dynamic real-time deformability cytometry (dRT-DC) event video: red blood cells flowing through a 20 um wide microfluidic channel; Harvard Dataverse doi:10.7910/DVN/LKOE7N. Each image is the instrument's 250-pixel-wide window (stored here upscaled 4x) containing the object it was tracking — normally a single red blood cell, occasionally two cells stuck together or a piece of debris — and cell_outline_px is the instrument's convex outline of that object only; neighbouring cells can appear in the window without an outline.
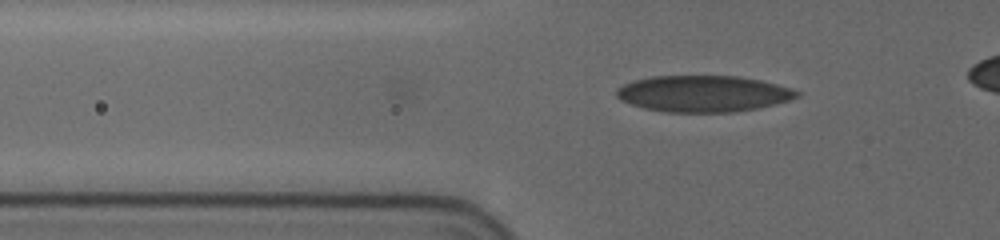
{"species": "human", "species_latin": "Homo sapiens", "temperature_condition": "cold", "stored_images_in_passage": 37, "camera_frame_rate_fps": 3000, "um_per_image_px": 0.085, "donor": {"sex": "female"}, "frame": {"image": 1, "passage_image": 4, "time_ms": 1.0, "image_size_px": [1000, 240], "cell_outline_px": [[800, 96], [776, 104], [756, 108], [732, 112], [668, 112], [644, 108], [620, 100], [616, 96], [616, 88], [632, 80], [652, 76], [740, 76], [760, 80], [792, 88], [800, 92]], "centroid_in_image_um": [59.77, 7.95], "position_along_channel_um": 66.0, "area_um2": 38.26}}
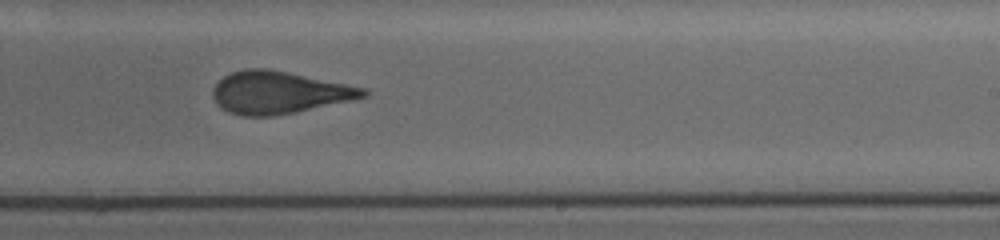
{"frame": {"image": 2, "passage_image": 21, "time_ms": 6.667, "image_size_px": [1000, 240], "cell_outline_px": [[368, 96], [296, 112], [272, 116], [240, 116], [228, 112], [216, 104], [212, 96], [212, 88], [224, 76], [232, 72], [244, 68], [268, 68], [368, 88]], "centroid_in_image_um": [23.69, 7.86], "position_along_channel_um": 265.3, "area_um2": 37.22}}
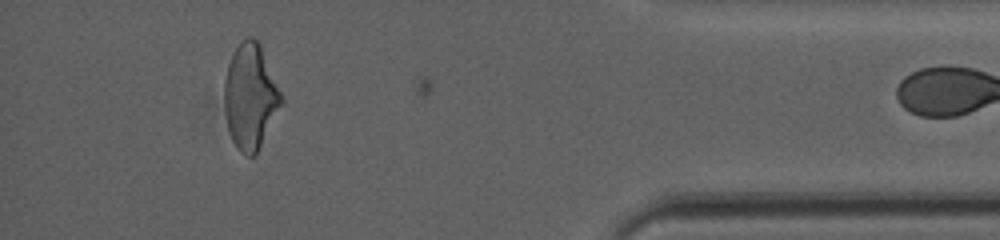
{"frame": {"image": 3, "passage_image": 36, "time_ms": 11.667, "image_size_px": [1000, 240], "cell_outline_px": [[284, 100], [256, 156], [244, 156], [236, 148], [232, 140], [228, 128], [224, 104], [224, 80], [228, 64], [232, 52], [240, 40], [248, 36], [252, 36], [260, 44]], "centroid_in_image_um": [21.27, 8.22], "position_along_channel_um": 413.9, "area_um2": 35.14}}